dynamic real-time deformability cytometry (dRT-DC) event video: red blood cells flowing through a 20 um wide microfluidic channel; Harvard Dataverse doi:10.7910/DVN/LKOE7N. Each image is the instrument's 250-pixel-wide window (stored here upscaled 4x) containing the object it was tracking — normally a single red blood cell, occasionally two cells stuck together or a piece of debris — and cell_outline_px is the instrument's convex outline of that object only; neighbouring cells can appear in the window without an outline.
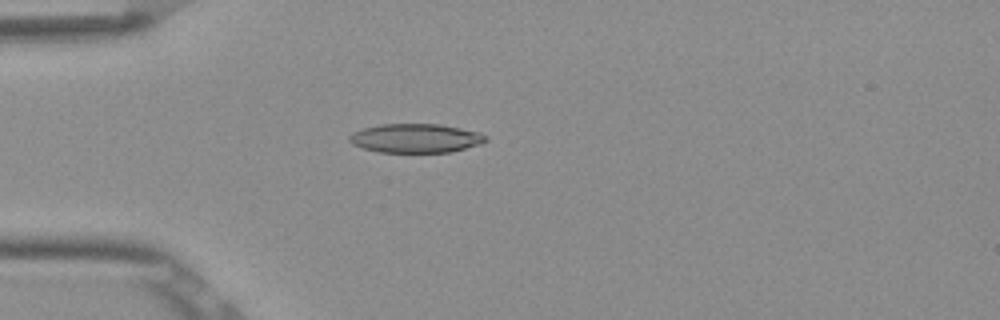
{"species": "Egyptian fruit bat (a non-hibernating species)", "species_latin": "Rousettus aegyptiacus", "temperature_condition": "room temperature", "stored_images_in_passage": 39, "camera_frame_rate_fps": 3000, "um_per_image_px": 0.085, "frame": {"image": 1, "passage_image": 1, "time_ms": 0.0, "image_size_px": [1000, 320], "cell_outline_px": [[488, 140], [480, 144], [452, 152], [376, 152], [352, 144], [348, 140], [348, 136], [352, 132], [364, 128], [380, 124], [440, 124], [480, 132], [488, 136]], "centroid_in_image_um": [35.34, 11.75], "position_along_channel_um": 49.7, "area_um2": 23.18}}
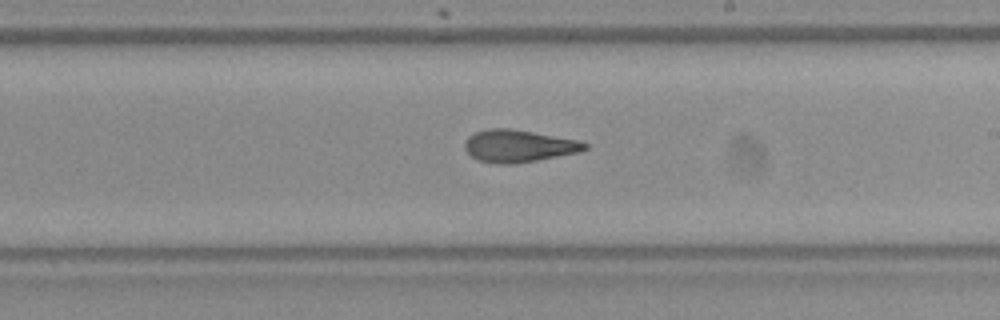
{"frame": {"image": 2, "passage_image": 17, "time_ms": 5.333, "image_size_px": [1000, 320], "cell_outline_px": [[588, 148], [580, 152], [516, 164], [500, 164], [476, 160], [464, 148], [464, 144], [468, 136], [476, 132], [488, 128], [512, 128], [580, 140], [588, 144]], "centroid_in_image_um": [44.09, 12.4], "position_along_channel_um": 244.9, "area_um2": 22.83}}
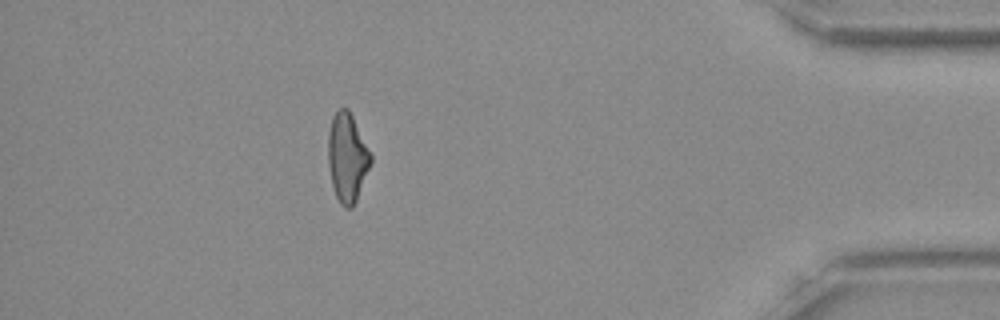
{"frame": {"image": 3, "passage_image": 33, "time_ms": 10.667, "image_size_px": [1000, 320], "cell_outline_px": [[372, 160], [356, 200], [352, 208], [344, 208], [340, 204], [336, 196], [332, 184], [328, 164], [328, 132], [332, 116], [340, 108], [348, 108], [372, 156]], "centroid_in_image_um": [29.49, 13.39], "position_along_channel_um": 405.7, "area_um2": 21.79}, "authors_computed_cell_mechanics": {"area_um2": 22.4842, "velocity_mm_per_s": 3.8955, "shape_relaxation_time_tau1_ms": null, "shape_relaxation_time_tau2_ms": 3.3787, "deformation_change_tau1": null, "deformation_change_tau2": 0.1313}}